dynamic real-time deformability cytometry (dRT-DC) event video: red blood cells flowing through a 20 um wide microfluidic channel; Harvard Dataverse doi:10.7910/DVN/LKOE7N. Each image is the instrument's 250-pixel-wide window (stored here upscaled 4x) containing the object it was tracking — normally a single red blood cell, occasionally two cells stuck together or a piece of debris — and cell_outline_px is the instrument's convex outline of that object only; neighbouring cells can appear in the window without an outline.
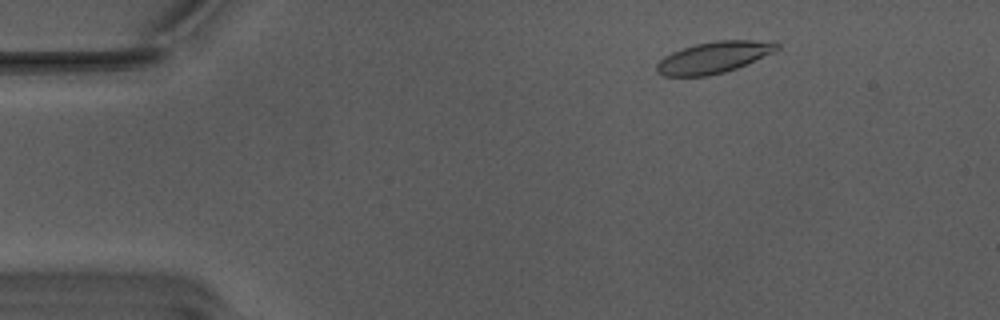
{"species": "Egyptian fruit bat (a non-hibernating species)", "species_latin": "Rousettus aegyptiacus", "temperature_condition": "warm", "stored_images_in_passage": 49, "camera_frame_rate_fps": 3000, "um_per_image_px": 0.085, "animal": {"sex": "male"}, "frame": {"image": 1, "passage_image": 2, "time_ms": 0.333, "image_size_px": [1000, 320], "cell_outline_px": [[780, 48], [772, 52], [736, 68], [724, 72], [704, 76], [664, 76], [656, 72], [656, 64], [664, 56], [680, 48], [696, 44], [716, 40], [776, 40], [780, 44]], "centroid_in_image_um": [60.67, 4.86], "position_along_channel_um": 24.3, "area_um2": 22.08}}
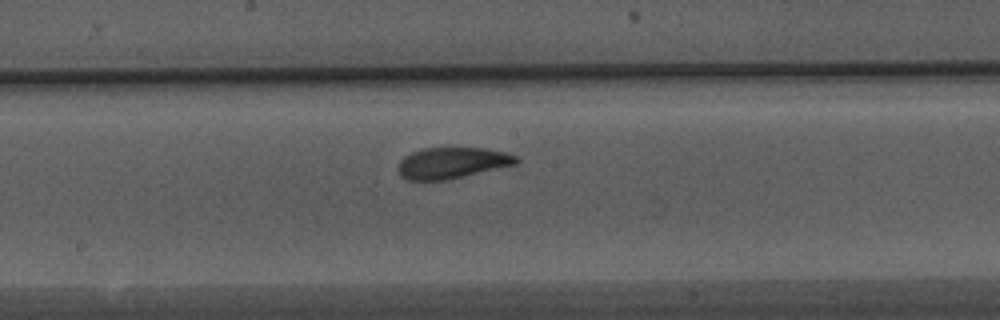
{"frame": {"image": 2, "passage_image": 23, "time_ms": 7.333, "image_size_px": [1000, 320], "cell_outline_px": [[520, 160], [516, 164], [444, 180], [408, 180], [400, 176], [396, 168], [400, 160], [404, 156], [420, 148], [484, 148], [504, 152], [516, 156]], "centroid_in_image_um": [38.36, 13.84], "position_along_channel_um": 209.8, "area_um2": 21.33}}
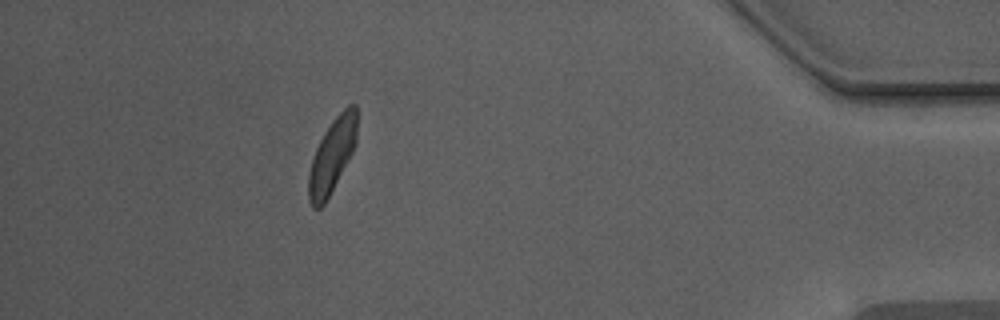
{"frame": {"image": 3, "passage_image": 43, "time_ms": 14.0, "image_size_px": [1000, 320], "cell_outline_px": [[356, 144], [352, 152], [324, 204], [320, 208], [312, 208], [308, 200], [308, 176], [312, 160], [316, 148], [324, 132], [332, 120], [348, 104], [356, 104]], "centroid_in_image_um": [28.21, 13.23], "position_along_channel_um": 407.0, "area_um2": 20.52}, "authors_computed_cell_mechanics": {"area_um2": 21.6172, "velocity_mm_per_s": 3.7658, "shape_relaxation_time_tau1_ms": 4.3549, "shape_relaxation_time_tau2_ms": 1.5771, "deformation_change_tau1": 0.1555, "deformation_change_tau2": 0.0823}}